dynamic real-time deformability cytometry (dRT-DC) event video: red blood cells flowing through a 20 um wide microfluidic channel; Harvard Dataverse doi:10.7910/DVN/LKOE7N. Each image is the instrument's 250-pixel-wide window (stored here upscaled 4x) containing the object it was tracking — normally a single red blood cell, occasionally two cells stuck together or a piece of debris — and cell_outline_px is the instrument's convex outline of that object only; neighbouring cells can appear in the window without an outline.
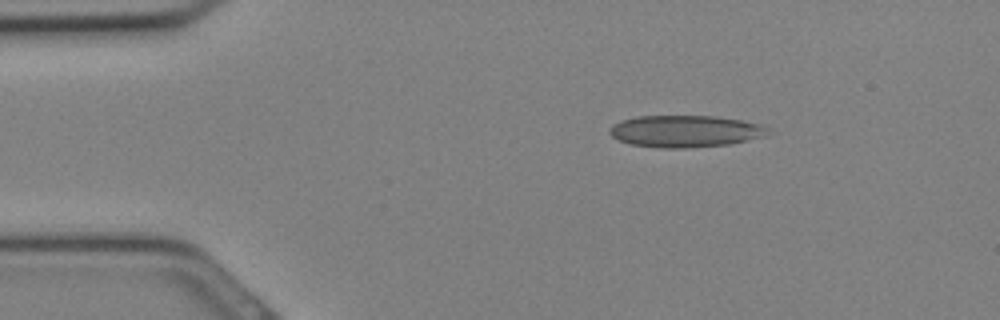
{"species": "Egyptian fruit bat (a non-hibernating species)", "species_latin": "Rousettus aegyptiacus", "temperature_condition": "cold", "stored_images_in_passage": 11, "camera_frame_rate_fps": 3000, "um_per_image_px": 0.085, "animal": {"sex": "female"}, "frame": {"image": 1, "passage_image": 5, "time_ms": 1.333, "image_size_px": [1000, 320], "cell_outline_px": [[768, 136], [728, 144], [692, 148], [664, 148], [632, 144], [620, 140], [612, 136], [608, 132], [608, 128], [612, 124], [620, 120], [636, 116], [716, 116], [764, 124], [768, 128]], "centroid_in_image_um": [58.26, 11.15], "position_along_channel_um": 26.7, "area_um2": 29.65}}
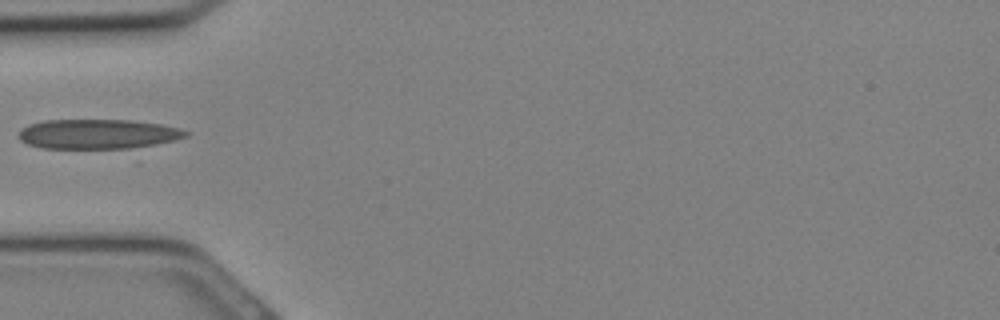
{"frame": {"image": 2, "passage_image": 10, "time_ms": 3.0, "image_size_px": [1000, 320], "cell_outline_px": [[192, 132], [188, 136], [176, 140], [156, 144], [128, 148], [40, 148], [28, 144], [20, 140], [16, 136], [20, 128], [28, 124], [44, 120], [128, 120], [160, 124], [180, 128]], "centroid_in_image_um": [8.3, 11.39], "position_along_channel_um": 76.7, "area_um2": 29.13}}